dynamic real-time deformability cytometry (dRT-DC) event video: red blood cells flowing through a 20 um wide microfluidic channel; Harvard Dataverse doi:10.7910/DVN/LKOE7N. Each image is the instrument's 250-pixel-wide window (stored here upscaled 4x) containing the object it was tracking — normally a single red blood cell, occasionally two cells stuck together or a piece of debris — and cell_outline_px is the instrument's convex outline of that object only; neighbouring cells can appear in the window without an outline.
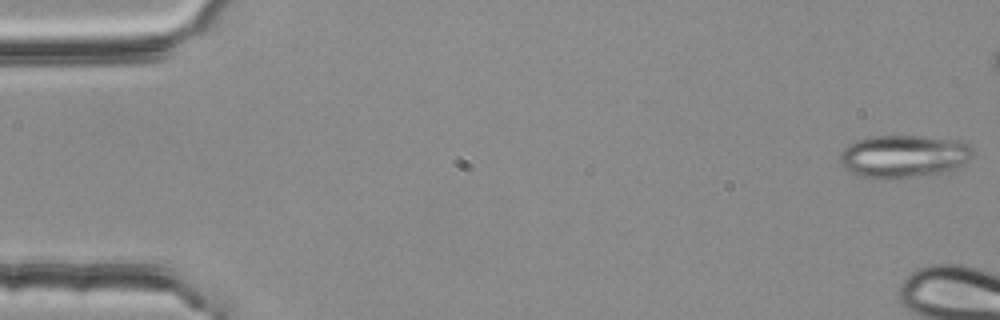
{"species": "common noctule bat (a hibernating species)", "species_latin": "Nyctalus noctula", "temperature_condition": "room temperature", "stored_images_in_passage": 6, "camera_frame_rate_fps": 3000, "um_per_image_px": 0.085, "animal": {"sex": "female", "body_mass_g": 25.1}, "frame": {"image": 1, "passage_image": 1, "time_ms": 0.0, "image_size_px": [1000, 320], "cell_outline_px": [[976, 156], [960, 168], [952, 172], [940, 176], [884, 180], [880, 180], [860, 176], [848, 172], [840, 164], [840, 152], [848, 144], [856, 140], [872, 136], [920, 136], [964, 140], [972, 148]], "centroid_in_image_um": [76.91, 13.33], "position_along_channel_um": 8.1, "area_um2": 34.91}}